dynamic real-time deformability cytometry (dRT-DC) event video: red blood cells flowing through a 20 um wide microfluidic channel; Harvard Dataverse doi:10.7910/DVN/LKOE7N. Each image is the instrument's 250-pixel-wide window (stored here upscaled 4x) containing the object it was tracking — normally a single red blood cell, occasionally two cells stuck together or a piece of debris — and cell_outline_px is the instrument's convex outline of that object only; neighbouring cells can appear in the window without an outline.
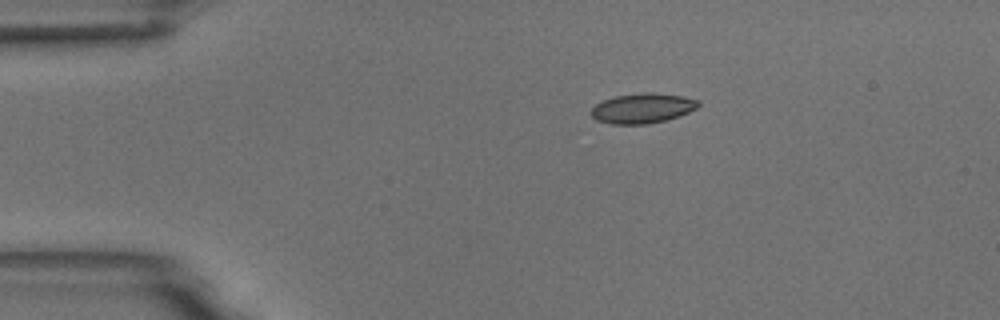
{"species": "common noctule bat (a hibernating species)", "species_latin": "Nyctalus noctula", "temperature_condition": "room temperature", "stored_images_in_passage": 4, "camera_frame_rate_fps": 3000, "um_per_image_px": 0.085, "animal": {"sex": "male", "body_mass_g": 18.8}, "frame": {"image": 1, "passage_image": 4, "time_ms": 4.667, "image_size_px": [1000, 320], "cell_outline_px": [[700, 104], [696, 108], [680, 116], [648, 124], [612, 124], [596, 120], [588, 112], [596, 104], [604, 100], [616, 96], [648, 92], [652, 92], [684, 96], [700, 100]], "centroid_in_image_um": [54.62, 9.2], "position_along_channel_um": 30.4, "area_um2": 18.73}}